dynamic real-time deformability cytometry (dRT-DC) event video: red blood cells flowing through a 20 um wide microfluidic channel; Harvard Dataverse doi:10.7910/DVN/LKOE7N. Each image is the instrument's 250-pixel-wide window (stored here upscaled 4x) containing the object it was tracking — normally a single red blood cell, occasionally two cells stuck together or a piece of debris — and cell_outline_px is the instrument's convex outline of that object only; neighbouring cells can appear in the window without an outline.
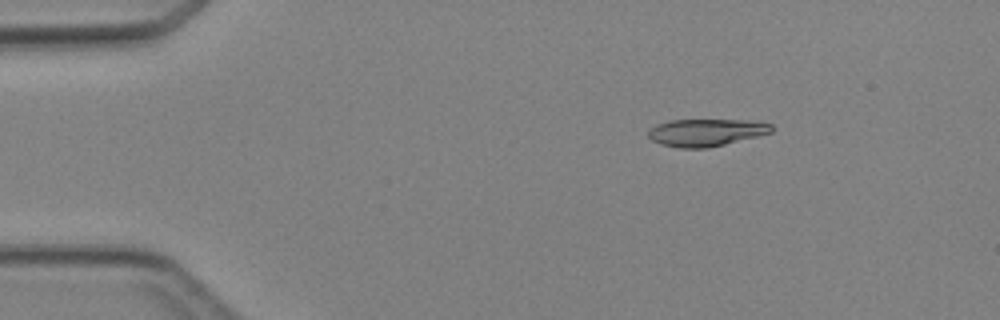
{"species": "Egyptian fruit bat (a non-hibernating species)", "species_latin": "Rousettus aegyptiacus", "temperature_condition": "cold", "stored_images_in_passage": 4, "camera_frame_rate_fps": 3000, "um_per_image_px": 0.085, "animal": {"sex": "female"}, "frame": {"image": 1, "passage_image": 2, "time_ms": 1.0, "image_size_px": [1000, 320], "cell_outline_px": [[772, 132], [708, 148], [680, 148], [660, 144], [652, 140], [648, 136], [648, 132], [656, 124], [672, 120], [748, 120], [772, 124]], "centroid_in_image_um": [59.99, 11.26], "position_along_channel_um": 25.0, "area_um2": 19.42}}
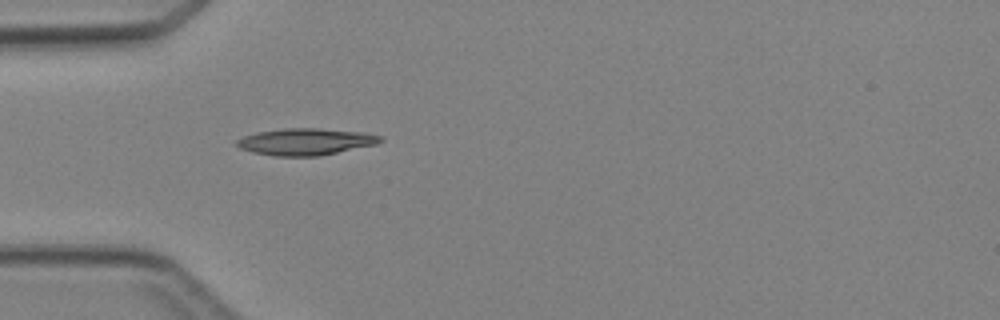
{"frame": {"image": 2, "passage_image": 4, "time_ms": 3.333, "image_size_px": [1000, 320], "cell_outline_px": [[384, 140], [376, 144], [316, 156], [276, 156], [252, 152], [240, 148], [236, 144], [236, 140], [244, 136], [256, 132], [284, 128], [320, 128], [364, 132], [380, 136]], "centroid_in_image_um": [25.95, 12.03], "position_along_channel_um": 59.0, "area_um2": 22.25}}